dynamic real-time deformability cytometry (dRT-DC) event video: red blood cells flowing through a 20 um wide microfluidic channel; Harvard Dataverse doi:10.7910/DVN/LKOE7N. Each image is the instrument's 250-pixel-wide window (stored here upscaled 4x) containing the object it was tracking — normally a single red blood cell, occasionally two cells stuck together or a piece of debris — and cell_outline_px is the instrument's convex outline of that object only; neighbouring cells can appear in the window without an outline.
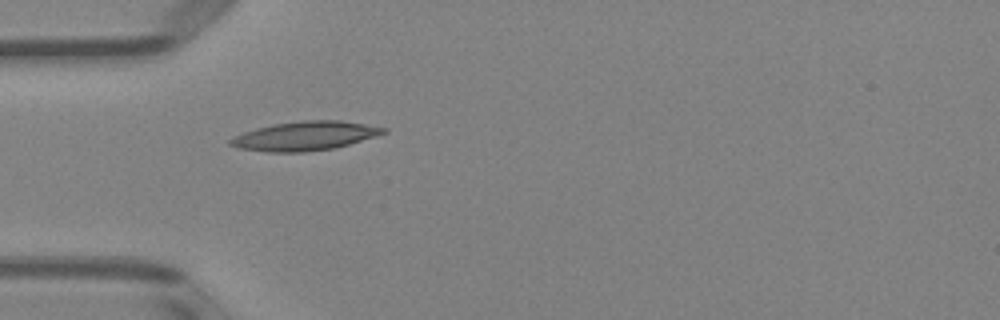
{"species": "Egyptian fruit bat (a non-hibernating species)", "species_latin": "Rousettus aegyptiacus", "temperature_condition": "room temperature", "stored_images_in_passage": 4, "camera_frame_rate_fps": 3000, "um_per_image_px": 0.085, "animal": {"sex": "female"}, "frame": {"image": 1, "passage_image": 4, "time_ms": 4.333, "image_size_px": [1000, 320], "cell_outline_px": [[388, 132], [376, 136], [336, 148], [304, 152], [268, 152], [240, 148], [228, 144], [228, 140], [232, 136], [256, 128], [272, 124], [300, 120], [340, 120], [388, 128]], "centroid_in_image_um": [25.91, 11.55], "position_along_channel_um": 59.1, "area_um2": 26.07}}